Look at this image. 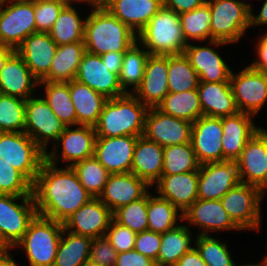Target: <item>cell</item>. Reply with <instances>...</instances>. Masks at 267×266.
Instances as JSON below:
<instances>
[{"instance_id":"cell-1","label":"cell","mask_w":267,"mask_h":266,"mask_svg":"<svg viewBox=\"0 0 267 266\" xmlns=\"http://www.w3.org/2000/svg\"><path fill=\"white\" fill-rule=\"evenodd\" d=\"M55 147L46 152V160L33 184V197L38 215L63 224L92 197L72 167L57 168L59 154Z\"/></svg>"},{"instance_id":"cell-2","label":"cell","mask_w":267,"mask_h":266,"mask_svg":"<svg viewBox=\"0 0 267 266\" xmlns=\"http://www.w3.org/2000/svg\"><path fill=\"white\" fill-rule=\"evenodd\" d=\"M137 40V34L117 19L103 5L94 7L85 21L86 51L101 55L106 52H126Z\"/></svg>"},{"instance_id":"cell-3","label":"cell","mask_w":267,"mask_h":266,"mask_svg":"<svg viewBox=\"0 0 267 266\" xmlns=\"http://www.w3.org/2000/svg\"><path fill=\"white\" fill-rule=\"evenodd\" d=\"M148 109L133 93L107 99L94 126L96 136H143Z\"/></svg>"},{"instance_id":"cell-4","label":"cell","mask_w":267,"mask_h":266,"mask_svg":"<svg viewBox=\"0 0 267 266\" xmlns=\"http://www.w3.org/2000/svg\"><path fill=\"white\" fill-rule=\"evenodd\" d=\"M140 45L150 55H177L185 51L186 42L179 14L162 7L137 34Z\"/></svg>"},{"instance_id":"cell-5","label":"cell","mask_w":267,"mask_h":266,"mask_svg":"<svg viewBox=\"0 0 267 266\" xmlns=\"http://www.w3.org/2000/svg\"><path fill=\"white\" fill-rule=\"evenodd\" d=\"M65 234L62 223L37 214L15 247H23L30 266H53L60 237Z\"/></svg>"},{"instance_id":"cell-6","label":"cell","mask_w":267,"mask_h":266,"mask_svg":"<svg viewBox=\"0 0 267 266\" xmlns=\"http://www.w3.org/2000/svg\"><path fill=\"white\" fill-rule=\"evenodd\" d=\"M211 13V42L235 43L250 27L251 6L243 0H206Z\"/></svg>"},{"instance_id":"cell-7","label":"cell","mask_w":267,"mask_h":266,"mask_svg":"<svg viewBox=\"0 0 267 266\" xmlns=\"http://www.w3.org/2000/svg\"><path fill=\"white\" fill-rule=\"evenodd\" d=\"M0 158L34 184L46 153L25 132H0Z\"/></svg>"},{"instance_id":"cell-8","label":"cell","mask_w":267,"mask_h":266,"mask_svg":"<svg viewBox=\"0 0 267 266\" xmlns=\"http://www.w3.org/2000/svg\"><path fill=\"white\" fill-rule=\"evenodd\" d=\"M0 9V44L16 50L36 32L34 0H6Z\"/></svg>"},{"instance_id":"cell-9","label":"cell","mask_w":267,"mask_h":266,"mask_svg":"<svg viewBox=\"0 0 267 266\" xmlns=\"http://www.w3.org/2000/svg\"><path fill=\"white\" fill-rule=\"evenodd\" d=\"M265 194L249 184L239 183L221 199L225 211L241 230H260V203Z\"/></svg>"},{"instance_id":"cell-10","label":"cell","mask_w":267,"mask_h":266,"mask_svg":"<svg viewBox=\"0 0 267 266\" xmlns=\"http://www.w3.org/2000/svg\"><path fill=\"white\" fill-rule=\"evenodd\" d=\"M18 199L22 204L15 202ZM37 214L33 196L0 194V234L11 249L22 239Z\"/></svg>"},{"instance_id":"cell-11","label":"cell","mask_w":267,"mask_h":266,"mask_svg":"<svg viewBox=\"0 0 267 266\" xmlns=\"http://www.w3.org/2000/svg\"><path fill=\"white\" fill-rule=\"evenodd\" d=\"M65 128V124L58 119L44 98L34 96L26 100L24 132L45 153L49 141L53 139L56 143Z\"/></svg>"},{"instance_id":"cell-12","label":"cell","mask_w":267,"mask_h":266,"mask_svg":"<svg viewBox=\"0 0 267 266\" xmlns=\"http://www.w3.org/2000/svg\"><path fill=\"white\" fill-rule=\"evenodd\" d=\"M240 183L267 190V130L260 128L235 161Z\"/></svg>"},{"instance_id":"cell-13","label":"cell","mask_w":267,"mask_h":266,"mask_svg":"<svg viewBox=\"0 0 267 266\" xmlns=\"http://www.w3.org/2000/svg\"><path fill=\"white\" fill-rule=\"evenodd\" d=\"M230 85L239 112L254 116L267 101V73L249 65L237 75L231 72Z\"/></svg>"},{"instance_id":"cell-14","label":"cell","mask_w":267,"mask_h":266,"mask_svg":"<svg viewBox=\"0 0 267 266\" xmlns=\"http://www.w3.org/2000/svg\"><path fill=\"white\" fill-rule=\"evenodd\" d=\"M193 123L163 113L157 107L149 108L143 136L162 147L191 143Z\"/></svg>"},{"instance_id":"cell-15","label":"cell","mask_w":267,"mask_h":266,"mask_svg":"<svg viewBox=\"0 0 267 266\" xmlns=\"http://www.w3.org/2000/svg\"><path fill=\"white\" fill-rule=\"evenodd\" d=\"M240 183L235 161L210 162L200 165L198 199L220 200Z\"/></svg>"},{"instance_id":"cell-16","label":"cell","mask_w":267,"mask_h":266,"mask_svg":"<svg viewBox=\"0 0 267 266\" xmlns=\"http://www.w3.org/2000/svg\"><path fill=\"white\" fill-rule=\"evenodd\" d=\"M222 117H199L192 126L191 144L200 165L224 161Z\"/></svg>"},{"instance_id":"cell-17","label":"cell","mask_w":267,"mask_h":266,"mask_svg":"<svg viewBox=\"0 0 267 266\" xmlns=\"http://www.w3.org/2000/svg\"><path fill=\"white\" fill-rule=\"evenodd\" d=\"M75 79L107 99L120 97L126 93L119 83V76L110 72L100 55L85 52L78 67Z\"/></svg>"},{"instance_id":"cell-18","label":"cell","mask_w":267,"mask_h":266,"mask_svg":"<svg viewBox=\"0 0 267 266\" xmlns=\"http://www.w3.org/2000/svg\"><path fill=\"white\" fill-rule=\"evenodd\" d=\"M138 137H97L93 157L110 174L130 173Z\"/></svg>"},{"instance_id":"cell-19","label":"cell","mask_w":267,"mask_h":266,"mask_svg":"<svg viewBox=\"0 0 267 266\" xmlns=\"http://www.w3.org/2000/svg\"><path fill=\"white\" fill-rule=\"evenodd\" d=\"M112 219V211L99 198H92L74 212L63 225L65 231L95 239L105 236Z\"/></svg>"},{"instance_id":"cell-20","label":"cell","mask_w":267,"mask_h":266,"mask_svg":"<svg viewBox=\"0 0 267 266\" xmlns=\"http://www.w3.org/2000/svg\"><path fill=\"white\" fill-rule=\"evenodd\" d=\"M133 94L148 108L157 107L169 93L168 55H149L140 86Z\"/></svg>"},{"instance_id":"cell-21","label":"cell","mask_w":267,"mask_h":266,"mask_svg":"<svg viewBox=\"0 0 267 266\" xmlns=\"http://www.w3.org/2000/svg\"><path fill=\"white\" fill-rule=\"evenodd\" d=\"M148 187L150 185L145 180L132 172L110 174L99 199L113 213L120 207L143 198L149 192Z\"/></svg>"},{"instance_id":"cell-22","label":"cell","mask_w":267,"mask_h":266,"mask_svg":"<svg viewBox=\"0 0 267 266\" xmlns=\"http://www.w3.org/2000/svg\"><path fill=\"white\" fill-rule=\"evenodd\" d=\"M56 42L46 32H35L29 35L16 49L31 73L41 81L51 68L57 51Z\"/></svg>"},{"instance_id":"cell-23","label":"cell","mask_w":267,"mask_h":266,"mask_svg":"<svg viewBox=\"0 0 267 266\" xmlns=\"http://www.w3.org/2000/svg\"><path fill=\"white\" fill-rule=\"evenodd\" d=\"M199 169L162 175L156 182L157 193L184 213L198 199Z\"/></svg>"},{"instance_id":"cell-24","label":"cell","mask_w":267,"mask_h":266,"mask_svg":"<svg viewBox=\"0 0 267 266\" xmlns=\"http://www.w3.org/2000/svg\"><path fill=\"white\" fill-rule=\"evenodd\" d=\"M251 114L238 112L222 117L224 161H236L247 142L261 128L252 122Z\"/></svg>"},{"instance_id":"cell-25","label":"cell","mask_w":267,"mask_h":266,"mask_svg":"<svg viewBox=\"0 0 267 266\" xmlns=\"http://www.w3.org/2000/svg\"><path fill=\"white\" fill-rule=\"evenodd\" d=\"M203 229L199 235H208L207 231L241 230L223 208L220 200L197 199L184 213L183 220Z\"/></svg>"},{"instance_id":"cell-26","label":"cell","mask_w":267,"mask_h":266,"mask_svg":"<svg viewBox=\"0 0 267 266\" xmlns=\"http://www.w3.org/2000/svg\"><path fill=\"white\" fill-rule=\"evenodd\" d=\"M38 85L39 80L15 52L0 72V93L27 100L34 95L33 90Z\"/></svg>"},{"instance_id":"cell-27","label":"cell","mask_w":267,"mask_h":266,"mask_svg":"<svg viewBox=\"0 0 267 266\" xmlns=\"http://www.w3.org/2000/svg\"><path fill=\"white\" fill-rule=\"evenodd\" d=\"M184 54L198 74L199 81L230 82V67L212 47L188 43Z\"/></svg>"},{"instance_id":"cell-28","label":"cell","mask_w":267,"mask_h":266,"mask_svg":"<svg viewBox=\"0 0 267 266\" xmlns=\"http://www.w3.org/2000/svg\"><path fill=\"white\" fill-rule=\"evenodd\" d=\"M103 6L138 34L163 7V0H104Z\"/></svg>"},{"instance_id":"cell-29","label":"cell","mask_w":267,"mask_h":266,"mask_svg":"<svg viewBox=\"0 0 267 266\" xmlns=\"http://www.w3.org/2000/svg\"><path fill=\"white\" fill-rule=\"evenodd\" d=\"M198 93L203 115L224 117L239 112L230 82H201Z\"/></svg>"},{"instance_id":"cell-30","label":"cell","mask_w":267,"mask_h":266,"mask_svg":"<svg viewBox=\"0 0 267 266\" xmlns=\"http://www.w3.org/2000/svg\"><path fill=\"white\" fill-rule=\"evenodd\" d=\"M96 138L93 126L79 125L77 129L66 126L56 142L62 145L61 157L63 161L69 162L67 167L93 157Z\"/></svg>"},{"instance_id":"cell-31","label":"cell","mask_w":267,"mask_h":266,"mask_svg":"<svg viewBox=\"0 0 267 266\" xmlns=\"http://www.w3.org/2000/svg\"><path fill=\"white\" fill-rule=\"evenodd\" d=\"M163 148L144 136L137 139L131 172L145 180L150 186L154 185L162 176Z\"/></svg>"},{"instance_id":"cell-32","label":"cell","mask_w":267,"mask_h":266,"mask_svg":"<svg viewBox=\"0 0 267 266\" xmlns=\"http://www.w3.org/2000/svg\"><path fill=\"white\" fill-rule=\"evenodd\" d=\"M72 103L77 114V126H95L107 98L76 79L69 81Z\"/></svg>"},{"instance_id":"cell-33","label":"cell","mask_w":267,"mask_h":266,"mask_svg":"<svg viewBox=\"0 0 267 266\" xmlns=\"http://www.w3.org/2000/svg\"><path fill=\"white\" fill-rule=\"evenodd\" d=\"M85 52L84 41L57 46L49 73L41 81L69 82L75 79Z\"/></svg>"},{"instance_id":"cell-34","label":"cell","mask_w":267,"mask_h":266,"mask_svg":"<svg viewBox=\"0 0 267 266\" xmlns=\"http://www.w3.org/2000/svg\"><path fill=\"white\" fill-rule=\"evenodd\" d=\"M191 232L185 225L161 234V245L157 258V266H176L179 259L191 251Z\"/></svg>"},{"instance_id":"cell-35","label":"cell","mask_w":267,"mask_h":266,"mask_svg":"<svg viewBox=\"0 0 267 266\" xmlns=\"http://www.w3.org/2000/svg\"><path fill=\"white\" fill-rule=\"evenodd\" d=\"M157 108L165 114L191 123L203 116L197 89L178 93L169 92Z\"/></svg>"},{"instance_id":"cell-36","label":"cell","mask_w":267,"mask_h":266,"mask_svg":"<svg viewBox=\"0 0 267 266\" xmlns=\"http://www.w3.org/2000/svg\"><path fill=\"white\" fill-rule=\"evenodd\" d=\"M65 5L52 29L48 32L58 46L84 41L85 20H82L77 9Z\"/></svg>"},{"instance_id":"cell-37","label":"cell","mask_w":267,"mask_h":266,"mask_svg":"<svg viewBox=\"0 0 267 266\" xmlns=\"http://www.w3.org/2000/svg\"><path fill=\"white\" fill-rule=\"evenodd\" d=\"M45 85V101L65 126H77V114L71 100L69 82L39 81Z\"/></svg>"},{"instance_id":"cell-38","label":"cell","mask_w":267,"mask_h":266,"mask_svg":"<svg viewBox=\"0 0 267 266\" xmlns=\"http://www.w3.org/2000/svg\"><path fill=\"white\" fill-rule=\"evenodd\" d=\"M182 32L187 43L188 40L204 41L209 38V43L214 46L226 45L227 42L213 40L211 42V13L207 2L189 12L179 14Z\"/></svg>"},{"instance_id":"cell-39","label":"cell","mask_w":267,"mask_h":266,"mask_svg":"<svg viewBox=\"0 0 267 266\" xmlns=\"http://www.w3.org/2000/svg\"><path fill=\"white\" fill-rule=\"evenodd\" d=\"M66 238L62 235L57 248V254L53 266H81L89 260L92 238L78 235L70 231Z\"/></svg>"},{"instance_id":"cell-40","label":"cell","mask_w":267,"mask_h":266,"mask_svg":"<svg viewBox=\"0 0 267 266\" xmlns=\"http://www.w3.org/2000/svg\"><path fill=\"white\" fill-rule=\"evenodd\" d=\"M168 200L152 196L148 192V230L163 234L179 226L177 220H183V213ZM179 214V215H178ZM178 218V219H177Z\"/></svg>"},{"instance_id":"cell-41","label":"cell","mask_w":267,"mask_h":266,"mask_svg":"<svg viewBox=\"0 0 267 266\" xmlns=\"http://www.w3.org/2000/svg\"><path fill=\"white\" fill-rule=\"evenodd\" d=\"M136 41L124 54L121 71L119 74V83L125 93H133L140 86L145 66L150 55ZM140 46V47H139ZM133 86L132 91H128V87Z\"/></svg>"},{"instance_id":"cell-42","label":"cell","mask_w":267,"mask_h":266,"mask_svg":"<svg viewBox=\"0 0 267 266\" xmlns=\"http://www.w3.org/2000/svg\"><path fill=\"white\" fill-rule=\"evenodd\" d=\"M199 77L184 53L168 55V89L178 93L197 89Z\"/></svg>"},{"instance_id":"cell-43","label":"cell","mask_w":267,"mask_h":266,"mask_svg":"<svg viewBox=\"0 0 267 266\" xmlns=\"http://www.w3.org/2000/svg\"><path fill=\"white\" fill-rule=\"evenodd\" d=\"M163 158L162 175L196 171L200 167L191 143L164 147Z\"/></svg>"},{"instance_id":"cell-44","label":"cell","mask_w":267,"mask_h":266,"mask_svg":"<svg viewBox=\"0 0 267 266\" xmlns=\"http://www.w3.org/2000/svg\"><path fill=\"white\" fill-rule=\"evenodd\" d=\"M82 186L92 198H99L102 194L110 173L95 157L84 159L72 166Z\"/></svg>"},{"instance_id":"cell-45","label":"cell","mask_w":267,"mask_h":266,"mask_svg":"<svg viewBox=\"0 0 267 266\" xmlns=\"http://www.w3.org/2000/svg\"><path fill=\"white\" fill-rule=\"evenodd\" d=\"M26 100L0 93V132H24Z\"/></svg>"},{"instance_id":"cell-46","label":"cell","mask_w":267,"mask_h":266,"mask_svg":"<svg viewBox=\"0 0 267 266\" xmlns=\"http://www.w3.org/2000/svg\"><path fill=\"white\" fill-rule=\"evenodd\" d=\"M148 193L112 213L113 220L136 233L148 230Z\"/></svg>"},{"instance_id":"cell-47","label":"cell","mask_w":267,"mask_h":266,"mask_svg":"<svg viewBox=\"0 0 267 266\" xmlns=\"http://www.w3.org/2000/svg\"><path fill=\"white\" fill-rule=\"evenodd\" d=\"M195 248L207 266H235L226 243L209 235H197Z\"/></svg>"},{"instance_id":"cell-48","label":"cell","mask_w":267,"mask_h":266,"mask_svg":"<svg viewBox=\"0 0 267 266\" xmlns=\"http://www.w3.org/2000/svg\"><path fill=\"white\" fill-rule=\"evenodd\" d=\"M0 194L33 196V184L21 172L1 158Z\"/></svg>"},{"instance_id":"cell-49","label":"cell","mask_w":267,"mask_h":266,"mask_svg":"<svg viewBox=\"0 0 267 266\" xmlns=\"http://www.w3.org/2000/svg\"><path fill=\"white\" fill-rule=\"evenodd\" d=\"M65 5L62 0H34L36 32L48 33Z\"/></svg>"},{"instance_id":"cell-50","label":"cell","mask_w":267,"mask_h":266,"mask_svg":"<svg viewBox=\"0 0 267 266\" xmlns=\"http://www.w3.org/2000/svg\"><path fill=\"white\" fill-rule=\"evenodd\" d=\"M136 235V232L131 231L128 227L120 225L113 219L105 234L117 253L134 249Z\"/></svg>"},{"instance_id":"cell-51","label":"cell","mask_w":267,"mask_h":266,"mask_svg":"<svg viewBox=\"0 0 267 266\" xmlns=\"http://www.w3.org/2000/svg\"><path fill=\"white\" fill-rule=\"evenodd\" d=\"M116 258L117 252L106 236L97 237L92 240L89 260L101 266H114Z\"/></svg>"},{"instance_id":"cell-52","label":"cell","mask_w":267,"mask_h":266,"mask_svg":"<svg viewBox=\"0 0 267 266\" xmlns=\"http://www.w3.org/2000/svg\"><path fill=\"white\" fill-rule=\"evenodd\" d=\"M161 245V234L150 230L139 232L135 238L134 250L154 260L157 265L158 253Z\"/></svg>"},{"instance_id":"cell-53","label":"cell","mask_w":267,"mask_h":266,"mask_svg":"<svg viewBox=\"0 0 267 266\" xmlns=\"http://www.w3.org/2000/svg\"><path fill=\"white\" fill-rule=\"evenodd\" d=\"M114 266H157L156 262L134 249L117 253Z\"/></svg>"},{"instance_id":"cell-54","label":"cell","mask_w":267,"mask_h":266,"mask_svg":"<svg viewBox=\"0 0 267 266\" xmlns=\"http://www.w3.org/2000/svg\"><path fill=\"white\" fill-rule=\"evenodd\" d=\"M205 2L206 0H163V6L181 14L194 10Z\"/></svg>"},{"instance_id":"cell-55","label":"cell","mask_w":267,"mask_h":266,"mask_svg":"<svg viewBox=\"0 0 267 266\" xmlns=\"http://www.w3.org/2000/svg\"><path fill=\"white\" fill-rule=\"evenodd\" d=\"M258 60L254 61L249 65L251 68L263 73H267V33L265 32L263 36L258 38V43L256 47Z\"/></svg>"},{"instance_id":"cell-56","label":"cell","mask_w":267,"mask_h":266,"mask_svg":"<svg viewBox=\"0 0 267 266\" xmlns=\"http://www.w3.org/2000/svg\"><path fill=\"white\" fill-rule=\"evenodd\" d=\"M124 54L125 52L110 51L101 54L100 57L104 64L110 68V72H113L119 76Z\"/></svg>"},{"instance_id":"cell-57","label":"cell","mask_w":267,"mask_h":266,"mask_svg":"<svg viewBox=\"0 0 267 266\" xmlns=\"http://www.w3.org/2000/svg\"><path fill=\"white\" fill-rule=\"evenodd\" d=\"M176 266H207L201 258L199 252L194 247L191 251L186 252L178 261Z\"/></svg>"},{"instance_id":"cell-58","label":"cell","mask_w":267,"mask_h":266,"mask_svg":"<svg viewBox=\"0 0 267 266\" xmlns=\"http://www.w3.org/2000/svg\"><path fill=\"white\" fill-rule=\"evenodd\" d=\"M261 24L267 25V0L264 1L258 16L253 15V11L250 12V27Z\"/></svg>"},{"instance_id":"cell-59","label":"cell","mask_w":267,"mask_h":266,"mask_svg":"<svg viewBox=\"0 0 267 266\" xmlns=\"http://www.w3.org/2000/svg\"><path fill=\"white\" fill-rule=\"evenodd\" d=\"M16 52V50L0 44V72L5 66L7 60Z\"/></svg>"},{"instance_id":"cell-60","label":"cell","mask_w":267,"mask_h":266,"mask_svg":"<svg viewBox=\"0 0 267 266\" xmlns=\"http://www.w3.org/2000/svg\"><path fill=\"white\" fill-rule=\"evenodd\" d=\"M0 266H17L14 258L8 251L0 253Z\"/></svg>"},{"instance_id":"cell-61","label":"cell","mask_w":267,"mask_h":266,"mask_svg":"<svg viewBox=\"0 0 267 266\" xmlns=\"http://www.w3.org/2000/svg\"><path fill=\"white\" fill-rule=\"evenodd\" d=\"M73 1L88 2L89 4L93 5V8L102 6L104 3V0H69V5H71V2H73Z\"/></svg>"},{"instance_id":"cell-62","label":"cell","mask_w":267,"mask_h":266,"mask_svg":"<svg viewBox=\"0 0 267 266\" xmlns=\"http://www.w3.org/2000/svg\"><path fill=\"white\" fill-rule=\"evenodd\" d=\"M11 248L2 238L0 234V253L9 251L8 249Z\"/></svg>"},{"instance_id":"cell-63","label":"cell","mask_w":267,"mask_h":266,"mask_svg":"<svg viewBox=\"0 0 267 266\" xmlns=\"http://www.w3.org/2000/svg\"><path fill=\"white\" fill-rule=\"evenodd\" d=\"M81 266H101V265L94 263L91 260H87Z\"/></svg>"},{"instance_id":"cell-64","label":"cell","mask_w":267,"mask_h":266,"mask_svg":"<svg viewBox=\"0 0 267 266\" xmlns=\"http://www.w3.org/2000/svg\"><path fill=\"white\" fill-rule=\"evenodd\" d=\"M262 264L263 266H267V256L262 260Z\"/></svg>"},{"instance_id":"cell-65","label":"cell","mask_w":267,"mask_h":266,"mask_svg":"<svg viewBox=\"0 0 267 266\" xmlns=\"http://www.w3.org/2000/svg\"><path fill=\"white\" fill-rule=\"evenodd\" d=\"M5 1L6 0H0V9L3 7V5H5Z\"/></svg>"},{"instance_id":"cell-66","label":"cell","mask_w":267,"mask_h":266,"mask_svg":"<svg viewBox=\"0 0 267 266\" xmlns=\"http://www.w3.org/2000/svg\"><path fill=\"white\" fill-rule=\"evenodd\" d=\"M235 266H236V264H235ZM244 266H263V264L262 263L261 264H254V265L253 264H250V265L248 264V265H244Z\"/></svg>"},{"instance_id":"cell-67","label":"cell","mask_w":267,"mask_h":266,"mask_svg":"<svg viewBox=\"0 0 267 266\" xmlns=\"http://www.w3.org/2000/svg\"><path fill=\"white\" fill-rule=\"evenodd\" d=\"M66 3V5H69V0H62Z\"/></svg>"}]
</instances>
